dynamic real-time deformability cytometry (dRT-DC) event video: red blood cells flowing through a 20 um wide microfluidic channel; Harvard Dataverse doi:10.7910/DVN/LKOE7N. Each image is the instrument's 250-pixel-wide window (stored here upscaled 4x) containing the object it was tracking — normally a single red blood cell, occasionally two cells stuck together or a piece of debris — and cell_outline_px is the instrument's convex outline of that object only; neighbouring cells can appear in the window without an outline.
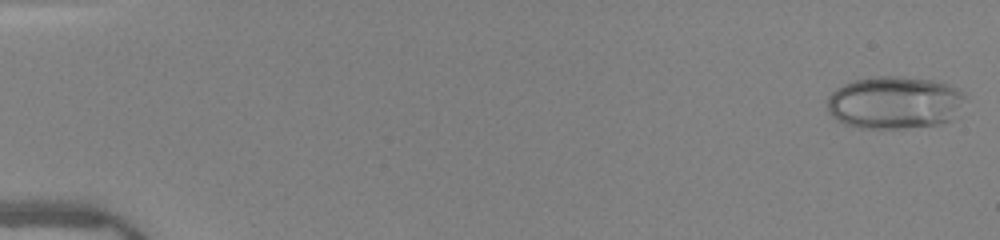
{"species": "human", "species_latin": "Homo sapiens", "temperature_condition": "warm", "stored_images_in_passage": 50, "camera_frame_rate_fps": 3000, "um_per_image_px": 0.085, "donor": {"sex": "female"}, "frame": {"image": 1, "passage_image": 1, "time_ms": 0.0, "image_size_px": [1000, 240], "cell_outline_px": [[964, 96], [948, 120], [936, 124], [904, 128], [856, 128], [844, 124], [832, 116], [828, 112], [828, 96], [836, 88], [844, 84], [856, 80], [880, 76], [896, 76], [932, 80], [948, 84], [956, 88]], "centroid_in_image_um": [75.93, 8.71], "position_along_channel_um": 9.1, "area_um2": 41.44}}
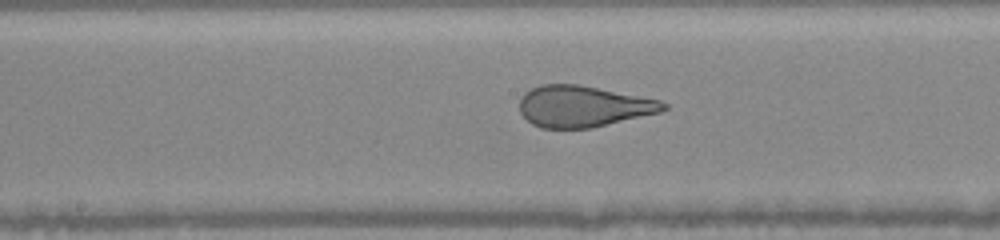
{"frame": {"image": 2, "passage_image": 27, "time_ms": 8.667, "image_size_px": [1000, 240], "cell_outline_px": [[668, 108], [660, 112], [592, 128], [540, 128], [532, 124], [520, 112], [520, 100], [524, 92], [540, 84], [576, 84], [660, 100], [668, 104]], "centroid_in_image_um": [49.55, 9.04], "position_along_channel_um": 198.6, "area_um2": 34.39}}
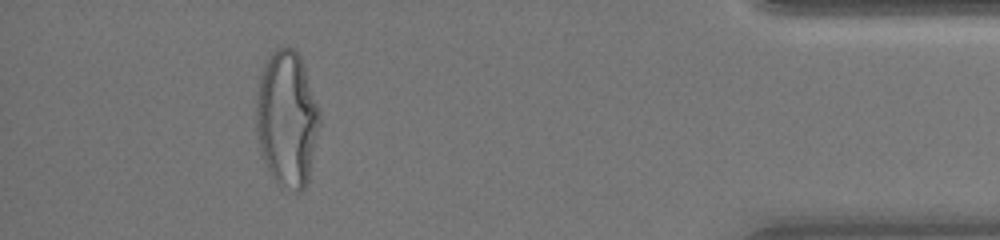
{"frame": {"image": 3, "passage_image": 46, "time_ms": 15.0, "image_size_px": [1000, 240], "cell_outline_px": [[320, 124], [308, 180], [304, 188], [300, 192], [296, 192], [276, 180], [272, 176], [260, 152], [256, 136], [256, 84], [264, 64], [272, 52], [276, 48], [284, 44], [288, 44], [300, 56], [320, 112]], "centroid_in_image_um": [24.37, 10.04], "position_along_channel_um": 410.8, "area_um2": 50.46}, "authors_computed_cell_mechanics": {"area_um2": 38.7549, "velocity_mm_per_s": 4.0602, "shape_relaxation_time_tau1_ms": 8.5443, "shape_relaxation_time_tau2_ms": null, "deformation_change_tau1": 0.2754, "deformation_change_tau2": null}}